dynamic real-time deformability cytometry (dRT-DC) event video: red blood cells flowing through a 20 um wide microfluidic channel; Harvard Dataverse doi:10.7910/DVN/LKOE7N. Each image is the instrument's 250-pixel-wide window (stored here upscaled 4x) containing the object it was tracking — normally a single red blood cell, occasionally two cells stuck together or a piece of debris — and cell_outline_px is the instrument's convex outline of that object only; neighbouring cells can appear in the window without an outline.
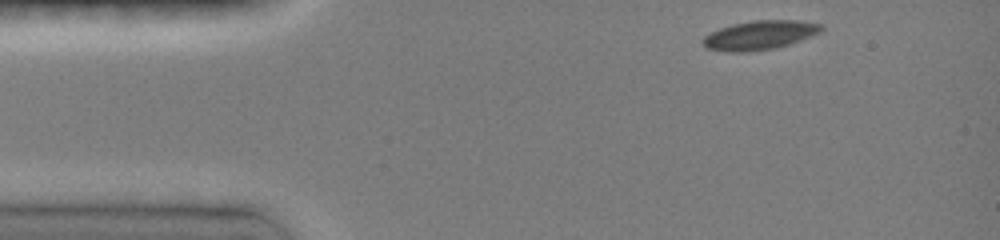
{"species": "common noctule bat (a hibernating species)", "species_latin": "Nyctalus noctula", "temperature_condition": "room temperature", "stored_images_in_passage": 52, "camera_frame_rate_fps": 3000, "um_per_image_px": 0.085, "animal": {"sex": "female", "body_mass_g": 19.0, "forearm_length_mm": 51.5}, "frame": {"image": 1, "passage_image": 1, "time_ms": 0.0, "image_size_px": [1000, 240], "cell_outline_px": [[824, 28], [820, 32], [800, 40], [776, 48], [748, 52], [728, 52], [704, 48], [700, 40], [704, 36], [720, 28], [732, 24], [752, 20], [796, 20], [820, 24]], "centroid_in_image_um": [64.51, 2.99], "position_along_channel_um": 20.5, "area_um2": 20.11}}
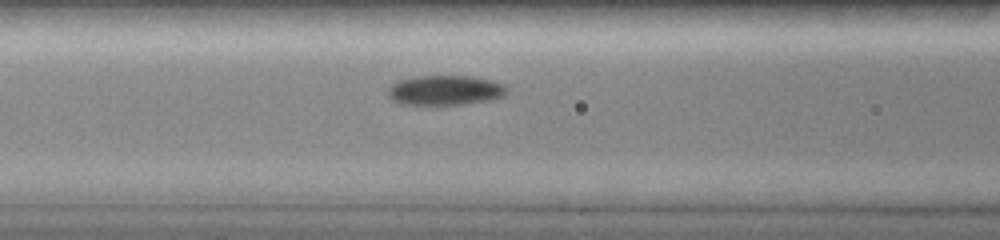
{"frame": {"image": 2, "passage_image": 20, "time_ms": 4.333, "image_size_px": [1000, 240], "cell_outline_px": [[508, 92], [504, 96], [488, 100], [464, 104], [400, 104], [392, 100], [388, 96], [388, 84], [396, 80], [416, 76], [472, 76], [492, 80], [504, 84], [508, 88]], "centroid_in_image_um": [37.81, 7.66], "position_along_channel_um": 128.8, "area_um2": 20.92}}
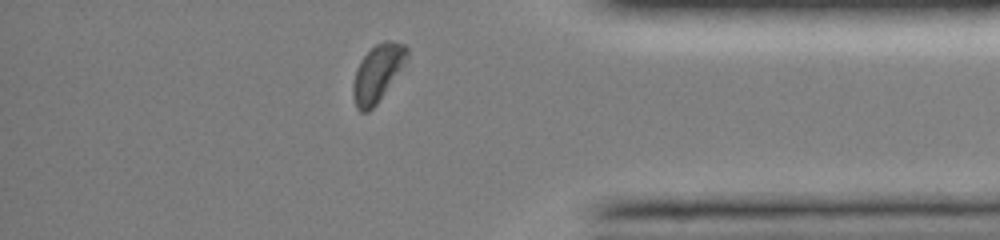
{"frame": {"image": 3, "passage_image": 49, "time_ms": 11.333, "image_size_px": [1000, 240], "cell_outline_px": [[408, 56], [376, 104], [368, 112], [360, 112], [356, 108], [352, 96], [352, 84], [356, 68], [360, 60], [376, 44], [384, 40], [388, 40], [404, 44], [408, 48]], "centroid_in_image_um": [32.03, 6.21], "position_along_channel_um": 403.2, "area_um2": 17.51}, "authors_computed_cell_mechanics": {"area_um2": 19.9699, "velocity_mm_per_s": 4.0607, "shape_relaxation_time_tau1_ms": 2.552, "shape_relaxation_time_tau2_ms": null, "deformation_change_tau1": 0.0785, "deformation_change_tau2": null}}